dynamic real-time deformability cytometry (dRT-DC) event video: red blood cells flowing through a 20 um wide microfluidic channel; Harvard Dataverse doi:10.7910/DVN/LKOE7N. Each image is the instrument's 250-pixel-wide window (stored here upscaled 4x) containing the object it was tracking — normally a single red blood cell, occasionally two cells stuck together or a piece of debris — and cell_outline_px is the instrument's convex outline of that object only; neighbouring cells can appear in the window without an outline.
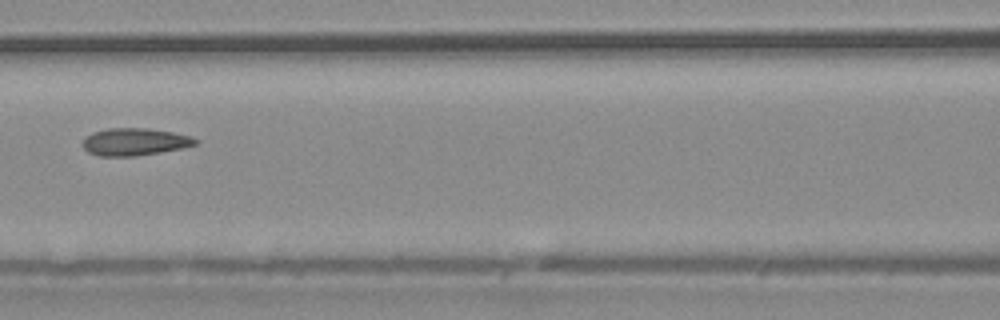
{"species": "common noctule bat (a hibernating species)", "species_latin": "Nyctalus noctula", "temperature_condition": "warm", "stored_images_in_passage": 7, "camera_frame_rate_fps": 3000, "um_per_image_px": 0.085, "animal": {"sex": "male", "body_mass_g": 20.4}, "frame": {"image": 1, "passage_image": 6, "time_ms": 1.667, "image_size_px": [1000, 320], "cell_outline_px": [[200, 140], [196, 144], [184, 148], [136, 156], [100, 156], [88, 152], [84, 148], [84, 140], [92, 132], [108, 128], [148, 128], [172, 132], [192, 136]], "centroid_in_image_um": [11.5, 12.05], "position_along_channel_um": 155.1, "area_um2": 17.98}}
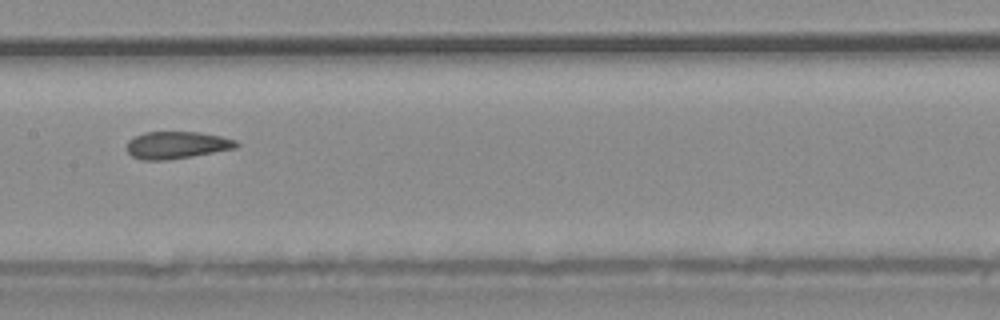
{"frame": {"image": 2, "passage_image": 7, "time_ms": 2.0, "image_size_px": [1000, 320], "cell_outline_px": [[240, 144], [236, 148], [168, 160], [140, 160], [132, 156], [128, 152], [128, 140], [144, 132], [200, 132], [220, 136], [236, 140]], "centroid_in_image_um": [15.02, 12.33], "position_along_channel_um": 192.4, "area_um2": 17.28}}